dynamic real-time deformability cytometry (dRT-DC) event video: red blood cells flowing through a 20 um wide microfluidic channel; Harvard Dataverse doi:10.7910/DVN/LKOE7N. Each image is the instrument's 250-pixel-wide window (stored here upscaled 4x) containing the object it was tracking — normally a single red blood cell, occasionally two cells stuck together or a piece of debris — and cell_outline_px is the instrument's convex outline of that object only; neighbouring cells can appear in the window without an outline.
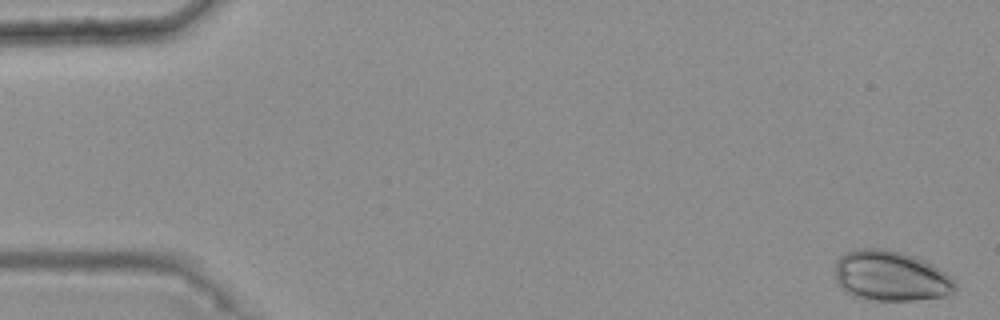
{"species": "common noctule bat (a hibernating species)", "species_latin": "Nyctalus noctula", "temperature_condition": "warm", "stored_images_in_passage": 47, "camera_frame_rate_fps": 3000, "um_per_image_px": 0.085, "animal": {"sex": "female", "body_mass_g": 25.1}, "frame": {"image": 1, "passage_image": 2, "time_ms": 0.333, "image_size_px": [1000, 320], "cell_outline_px": [[956, 292], [944, 296], [912, 300], [872, 300], [856, 296], [840, 288], [836, 284], [836, 260], [844, 252], [856, 248], [884, 248], [904, 252], [924, 260], [932, 264], [944, 272], [956, 284]], "centroid_in_image_um": [75.68, 23.44], "position_along_channel_um": 9.3, "area_um2": 35.32}}
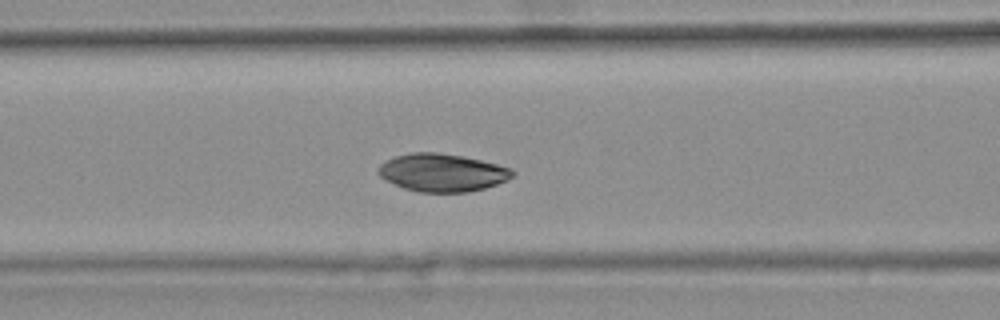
{"frame": {"image": 2, "passage_image": 23, "time_ms": 7.333, "image_size_px": [1000, 320], "cell_outline_px": [[516, 172], [508, 180], [484, 188], [468, 192], [420, 192], [404, 188], [380, 176], [376, 172], [376, 168], [380, 164], [396, 156], [412, 152], [436, 152], [464, 156], [512, 168]], "centroid_in_image_um": [37.6, 14.66], "position_along_channel_um": 129.0, "area_um2": 29.48}}
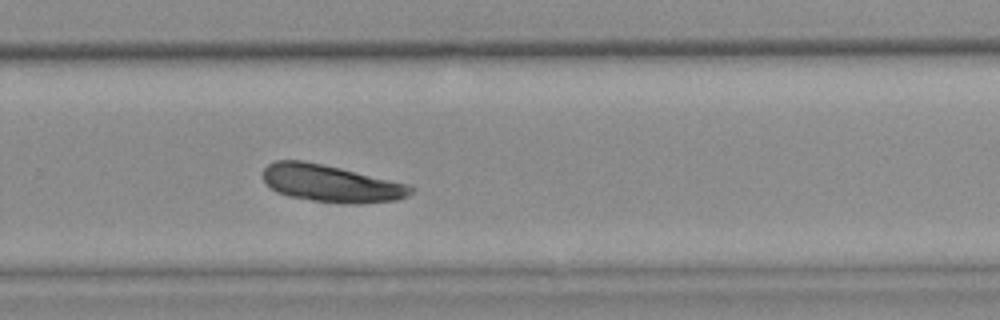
{"frame": {"image": 3, "passage_image": 37, "time_ms": 12.0, "image_size_px": [1000, 320], "cell_outline_px": [[416, 188], [408, 196], [396, 200], [356, 204], [344, 204], [312, 200], [288, 196], [276, 192], [264, 180], [264, 168], [268, 164], [276, 160], [300, 160], [324, 164], [408, 184]], "centroid_in_image_um": [28.15, 15.6], "position_along_channel_um": 301.6, "area_um2": 31.96}}